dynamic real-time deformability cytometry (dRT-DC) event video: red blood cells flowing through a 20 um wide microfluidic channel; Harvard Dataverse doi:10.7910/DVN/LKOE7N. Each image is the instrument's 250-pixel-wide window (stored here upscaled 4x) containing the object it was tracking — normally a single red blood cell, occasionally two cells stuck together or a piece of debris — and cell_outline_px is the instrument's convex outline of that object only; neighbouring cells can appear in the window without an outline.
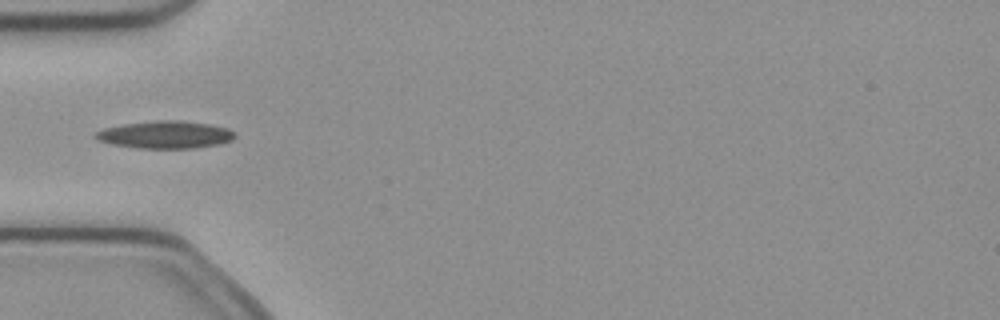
{"species": "common noctule bat (a hibernating species)", "species_latin": "Nyctalus noctula", "temperature_condition": "cold", "stored_images_in_passage": 5, "camera_frame_rate_fps": 3000, "um_per_image_px": 0.085, "animal": {"sex": "female", "body_mass_g": 21.9}, "frame": {"image": 1, "passage_image": 5, "time_ms": 1.333, "image_size_px": [1000, 320], "cell_outline_px": [[236, 136], [232, 140], [220, 144], [192, 148], [140, 148], [112, 144], [100, 140], [92, 136], [96, 132], [104, 128], [124, 124], [156, 120], [180, 120], [212, 124], [228, 128], [236, 132]], "centroid_in_image_um": [14.1, 11.44], "position_along_channel_um": 70.9, "area_um2": 22.37}}